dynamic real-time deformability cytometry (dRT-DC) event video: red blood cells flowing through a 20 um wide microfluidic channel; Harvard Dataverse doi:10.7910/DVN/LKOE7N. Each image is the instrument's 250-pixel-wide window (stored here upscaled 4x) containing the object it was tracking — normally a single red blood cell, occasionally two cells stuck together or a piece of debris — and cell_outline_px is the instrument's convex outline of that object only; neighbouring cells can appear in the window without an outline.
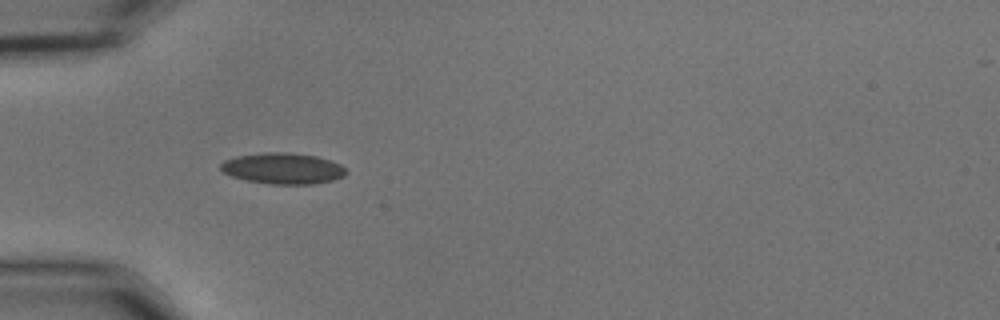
{"species": "common noctule bat (a hibernating species)", "species_latin": "Nyctalus noctula", "temperature_condition": "cold", "stored_images_in_passage": 28, "camera_frame_rate_fps": 3000, "um_per_image_px": 0.085, "animal": {"sex": "male", "body_mass_g": 15.6}, "frame": {"image": 1, "passage_image": 1, "time_ms": 0.0, "image_size_px": [1000, 320], "cell_outline_px": [[348, 172], [344, 176], [332, 180], [312, 184], [272, 184], [248, 180], [232, 176], [224, 172], [220, 168], [220, 164], [224, 160], [236, 156], [264, 152], [288, 152], [316, 156], [340, 164]], "centroid_in_image_um": [24.04, 14.31], "position_along_channel_um": 61.0, "area_um2": 22.54}}
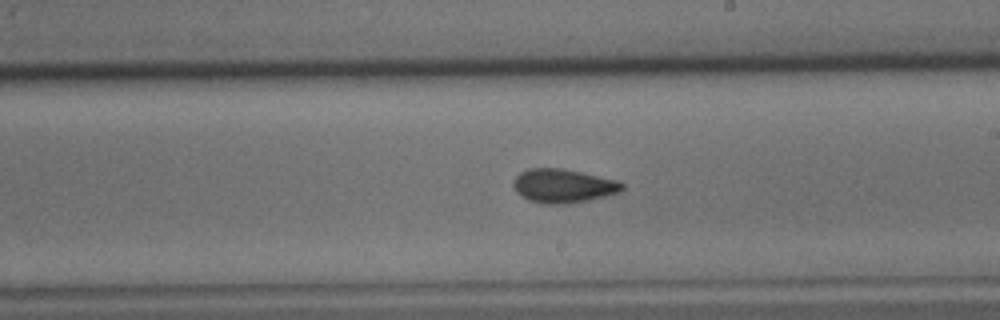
{"frame": {"image": 2, "passage_image": 16, "time_ms": 5.0, "image_size_px": [1000, 320], "cell_outline_px": [[624, 188], [620, 192], [588, 200], [564, 204], [544, 204], [528, 200], [520, 196], [516, 192], [512, 184], [512, 180], [520, 172], [528, 168], [560, 168], [620, 180], [624, 184]], "centroid_in_image_um": [47.85, 15.8], "position_along_channel_um": 241.2, "area_um2": 21.62}}
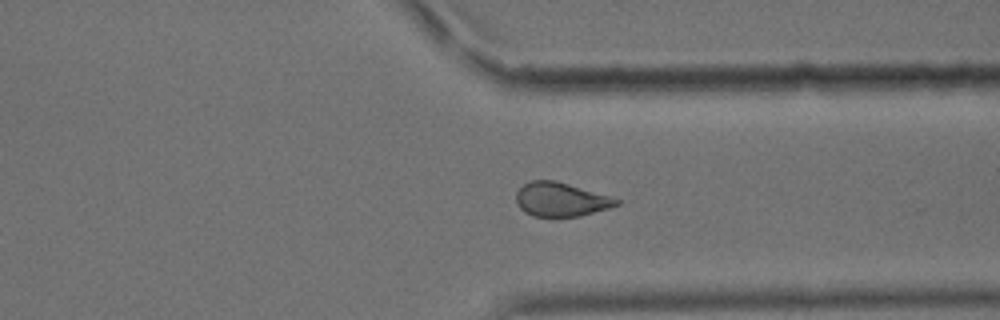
{"frame": {"image": 3, "passage_image": 26, "time_ms": 8.333, "image_size_px": [1000, 320], "cell_outline_px": [[620, 204], [608, 208], [580, 216], [532, 216], [524, 212], [516, 204], [516, 192], [524, 184], [532, 180], [556, 180], [612, 196], [620, 200]], "centroid_in_image_um": [47.67, 16.94], "position_along_channel_um": 363.7, "area_um2": 19.94}}